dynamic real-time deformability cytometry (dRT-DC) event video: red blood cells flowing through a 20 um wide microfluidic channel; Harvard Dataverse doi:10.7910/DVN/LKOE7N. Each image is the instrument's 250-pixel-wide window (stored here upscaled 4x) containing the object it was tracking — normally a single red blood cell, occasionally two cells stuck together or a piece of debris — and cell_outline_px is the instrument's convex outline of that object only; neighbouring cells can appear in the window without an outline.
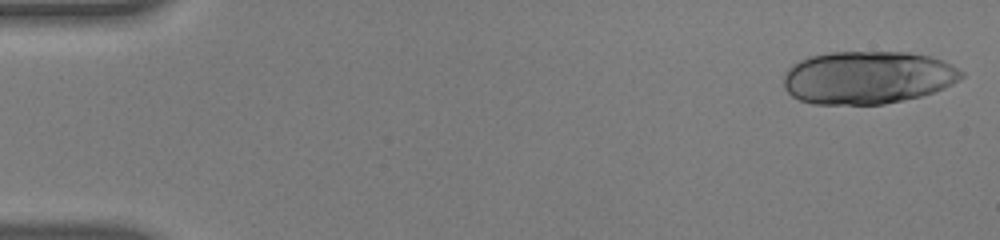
{"species": "human", "species_latin": "Homo sapiens", "temperature_condition": "warm", "stored_images_in_passage": 52, "segment_of_instrument_passage": [1, 2], "camera_frame_rate_fps": 3000, "um_per_image_px": 0.085, "donor": {"sex": "male"}, "frame": {"image": 1, "passage_image": 1, "time_ms": 0.0, "image_size_px": [1000, 240], "cell_outline_px": [[964, 76], [952, 84], [944, 88], [920, 96], [904, 100], [884, 104], [812, 104], [800, 100], [792, 96], [784, 88], [784, 72], [792, 64], [808, 56], [828, 52], [908, 52], [928, 56], [940, 60], [964, 72]], "centroid_in_image_um": [73.7, 6.59], "position_along_channel_um": 11.3, "area_um2": 54.85}}
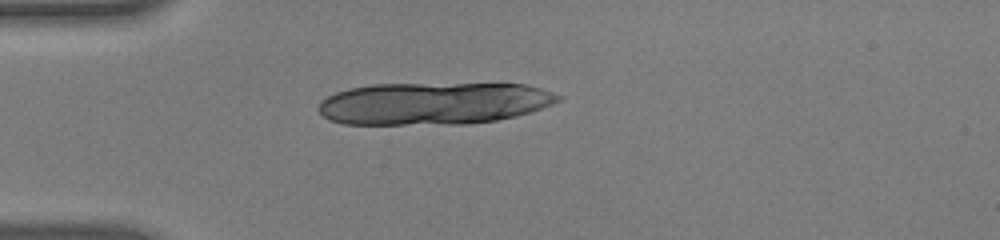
{"frame": {"image": 2, "passage_image": 14, "time_ms": 4.333, "image_size_px": [1000, 240], "cell_outline_px": [[564, 96], [560, 100], [552, 104], [516, 116], [496, 120], [468, 124], [344, 124], [328, 120], [316, 108], [320, 100], [336, 92], [348, 88], [372, 84], [528, 84]], "centroid_in_image_um": [36.82, 8.79], "position_along_channel_um": 48.2, "area_um2": 59.25}}